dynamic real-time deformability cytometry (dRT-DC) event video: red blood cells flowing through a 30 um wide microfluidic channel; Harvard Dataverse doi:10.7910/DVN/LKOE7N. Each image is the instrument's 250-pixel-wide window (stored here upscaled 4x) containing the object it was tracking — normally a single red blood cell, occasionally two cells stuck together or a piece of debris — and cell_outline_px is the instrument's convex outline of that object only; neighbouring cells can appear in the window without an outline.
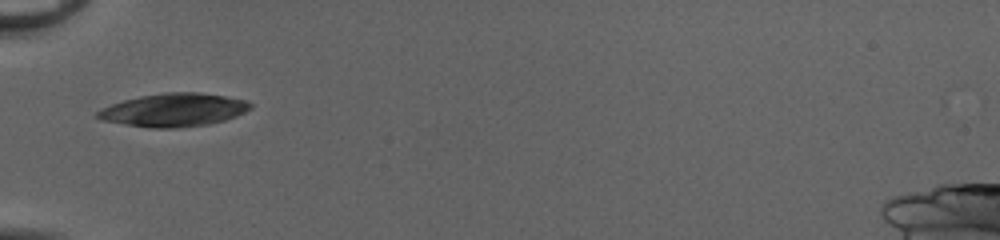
{"species": "common noctule bat (a hibernating species)", "species_latin": "Nyctalus noctula", "temperature_condition": "cold", "stored_images_in_passage": 32, "camera_frame_rate_fps": 3000, "um_per_image_px": 0.085, "animal": {"sex": "female", "body_mass_g": 20.0, "forearm_length_mm": 54.0}, "frame": {"image": 1, "passage_image": 1, "time_ms": 0.0, "image_size_px": [1000, 240], "cell_outline_px": [[252, 108], [236, 116], [224, 120], [208, 124], [176, 128], [152, 128], [124, 124], [100, 120], [96, 116], [96, 112], [112, 104], [124, 100], [140, 96], [168, 92], [200, 92], [224, 96], [244, 100], [252, 104]], "centroid_in_image_um": [14.77, 9.35], "position_along_channel_um": 70.2, "area_um2": 29.36}}
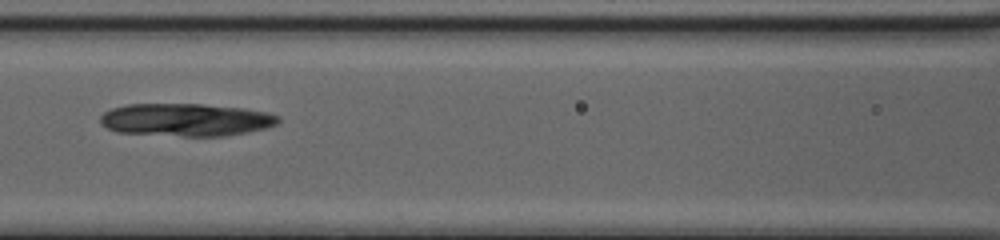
{"frame": {"image": 2, "passage_image": 7, "time_ms": 2.0, "image_size_px": [1000, 240], "cell_outline_px": [[280, 120], [276, 124], [268, 128], [248, 132], [224, 136], [184, 136], [116, 132], [100, 124], [100, 116], [104, 112], [112, 108], [128, 104], [200, 104], [244, 108], [264, 112], [280, 116]], "centroid_in_image_um": [15.8, 10.18], "position_along_channel_um": 150.8, "area_um2": 33.99}}
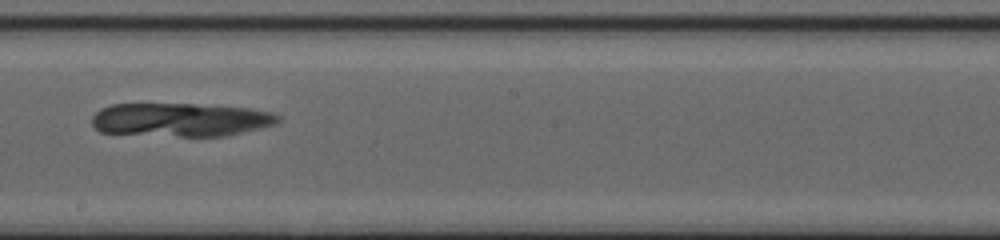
{"frame": {"image": 3, "passage_image": 13, "time_ms": 4.0, "image_size_px": [1000, 240], "cell_outline_px": [[280, 120], [276, 124], [228, 136], [180, 136], [100, 132], [92, 124], [92, 116], [100, 108], [112, 104], [192, 104], [248, 108], [272, 112], [280, 116]], "centroid_in_image_um": [15.36, 10.17], "position_along_channel_um": 232.8, "area_um2": 36.3}}